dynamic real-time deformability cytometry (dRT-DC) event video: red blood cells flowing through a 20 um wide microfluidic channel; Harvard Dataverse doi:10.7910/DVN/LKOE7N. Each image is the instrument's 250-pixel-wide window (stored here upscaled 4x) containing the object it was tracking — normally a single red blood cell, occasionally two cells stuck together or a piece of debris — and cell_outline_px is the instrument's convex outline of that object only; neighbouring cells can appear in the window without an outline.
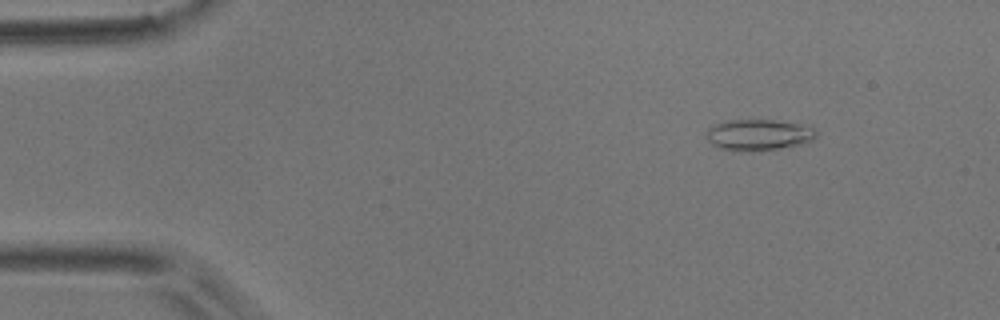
{"species": "common noctule bat (a hibernating species)", "species_latin": "Nyctalus noctula", "temperature_condition": "room temperature", "stored_images_in_passage": 10, "camera_frame_rate_fps": 3000, "um_per_image_px": 0.085, "animal": {"sex": "male", "body_mass_g": 17.9}, "frame": {"image": 1, "passage_image": 2, "time_ms": 1.333, "image_size_px": [1000, 320], "cell_outline_px": [[816, 136], [812, 140], [800, 144], [780, 148], [752, 152], [736, 152], [720, 148], [712, 144], [708, 140], [704, 132], [708, 128], [716, 124], [728, 120], [772, 120], [804, 124], [812, 128], [816, 132]], "centroid_in_image_um": [64.44, 11.47], "position_along_channel_um": 20.6, "area_um2": 20.11}}
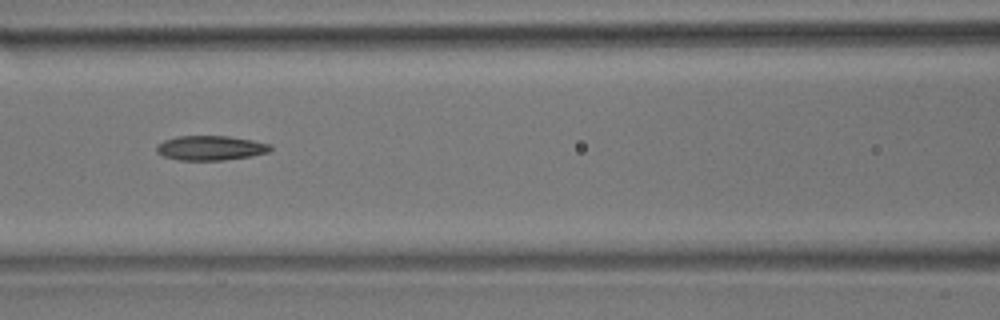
{"frame": {"image": 2, "passage_image": 7, "time_ms": 7.0, "image_size_px": [1000, 320], "cell_outline_px": [[272, 148], [268, 152], [248, 156], [224, 160], [176, 160], [164, 156], [156, 152], [156, 148], [164, 140], [176, 136], [228, 136], [252, 140], [272, 144]], "centroid_in_image_um": [17.89, 12.57], "position_along_channel_um": 148.7, "area_um2": 16.24}}
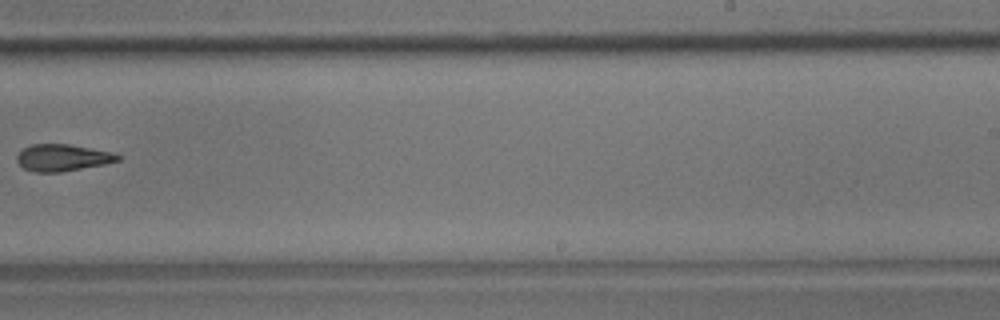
{"frame": {"image": 3, "passage_image": 10, "time_ms": 10.667, "image_size_px": [1000, 320], "cell_outline_px": [[120, 160], [104, 164], [60, 172], [36, 172], [24, 168], [16, 160], [16, 156], [24, 148], [32, 144], [68, 144], [116, 152], [120, 156]], "centroid_in_image_um": [5.34, 13.39], "position_along_channel_um": 283.7, "area_um2": 15.72}}